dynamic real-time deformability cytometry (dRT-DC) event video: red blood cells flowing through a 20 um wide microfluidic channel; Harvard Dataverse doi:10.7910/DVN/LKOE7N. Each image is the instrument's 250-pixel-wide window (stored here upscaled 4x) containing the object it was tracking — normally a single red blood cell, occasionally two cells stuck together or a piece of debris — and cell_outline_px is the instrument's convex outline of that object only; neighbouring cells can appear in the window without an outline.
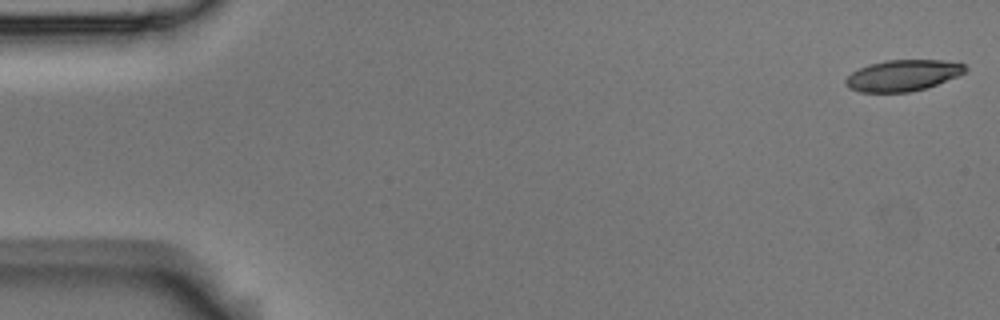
{"species": "Egyptian fruit bat (a non-hibernating species)", "species_latin": "Rousettus aegyptiacus", "temperature_condition": "room temperature", "stored_images_in_passage": 9, "camera_frame_rate_fps": 3000, "um_per_image_px": 0.085, "animal": {"sex": "male"}, "frame": {"image": 1, "passage_image": 1, "time_ms": 0.0, "image_size_px": [1000, 320], "cell_outline_px": [[968, 68], [964, 72], [956, 76], [936, 84], [924, 88], [908, 92], [860, 92], [848, 88], [844, 84], [844, 80], [852, 72], [868, 64], [884, 60], [944, 60], [964, 64]], "centroid_in_image_um": [76.69, 6.4], "position_along_channel_um": 8.3, "area_um2": 21.62}}
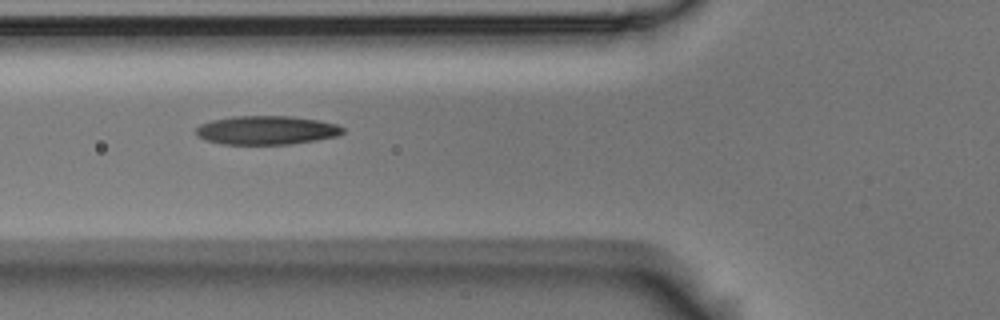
{"frame": {"image": 2, "passage_image": 6, "time_ms": 1.667, "image_size_px": [1000, 320], "cell_outline_px": [[344, 132], [340, 136], [316, 140], [288, 144], [224, 144], [204, 140], [196, 136], [196, 128], [200, 124], [212, 120], [232, 116], [292, 116], [320, 120], [336, 124], [344, 128]], "centroid_in_image_um": [22.66, 11.06], "position_along_channel_um": 103.1, "area_um2": 24.8}}
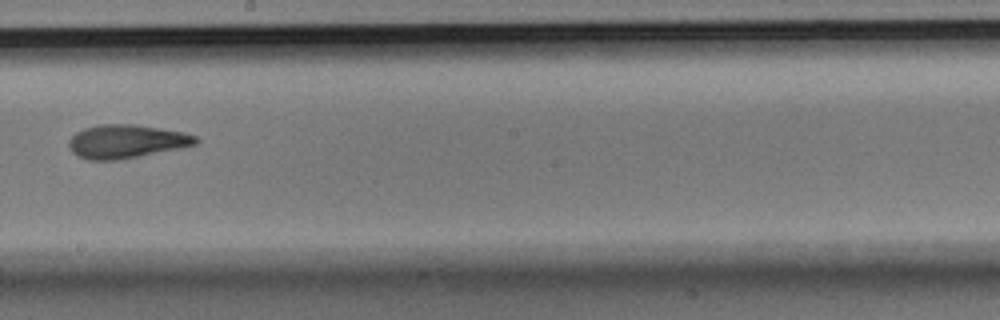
{"frame": {"image": 3, "passage_image": 9, "time_ms": 2.667, "image_size_px": [1000, 320], "cell_outline_px": [[200, 140], [196, 144], [180, 148], [140, 156], [116, 160], [88, 160], [76, 156], [72, 152], [68, 144], [68, 140], [76, 132], [84, 128], [100, 124], [132, 124], [184, 132], [196, 136]], "centroid_in_image_um": [10.71, 12.02], "position_along_channel_um": 237.5, "area_um2": 24.8}}